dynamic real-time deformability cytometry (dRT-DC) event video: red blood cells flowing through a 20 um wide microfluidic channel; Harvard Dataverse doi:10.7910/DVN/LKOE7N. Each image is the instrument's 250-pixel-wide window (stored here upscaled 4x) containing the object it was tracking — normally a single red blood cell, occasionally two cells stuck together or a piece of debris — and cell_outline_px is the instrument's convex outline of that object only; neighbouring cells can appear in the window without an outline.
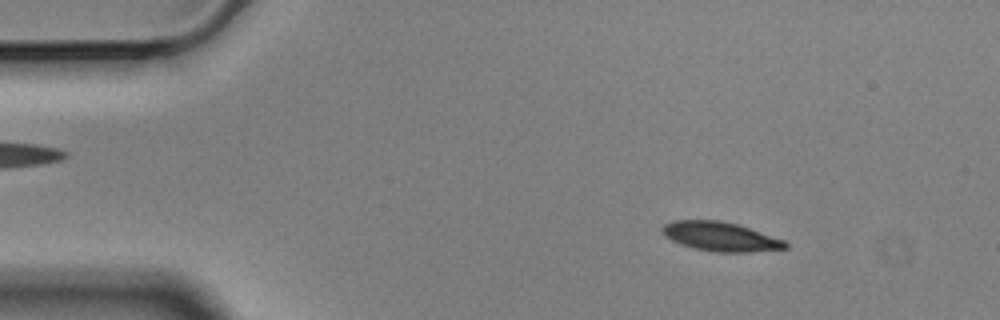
{"species": "Egyptian fruit bat (a non-hibernating species)", "species_latin": "Rousettus aegyptiacus", "temperature_condition": "cold", "stored_images_in_passage": 56, "camera_frame_rate_fps": 3000, "um_per_image_px": 0.085, "animal": {"sex": "male"}, "frame": {"image": 1, "passage_image": 7, "time_ms": 2.0, "image_size_px": [1000, 320], "cell_outline_px": [[788, 248], [748, 252], [716, 252], [696, 248], [680, 244], [664, 236], [660, 228], [664, 224], [672, 220], [720, 220], [736, 224], [784, 240], [788, 244]], "centroid_in_image_um": [61.2, 20.1], "position_along_channel_um": 23.8, "area_um2": 20.75}}
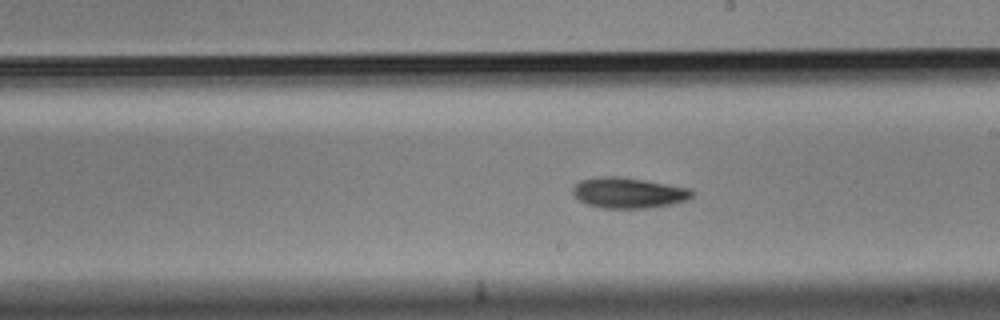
{"frame": {"image": 2, "passage_image": 31, "time_ms": 10.0, "image_size_px": [1000, 320], "cell_outline_px": [[692, 196], [688, 200], [672, 204], [648, 208], [600, 208], [588, 204], [580, 200], [572, 192], [572, 188], [580, 180], [596, 176], [616, 176], [644, 180], [688, 188], [692, 192]], "centroid_in_image_um": [53.39, 16.39], "position_along_channel_um": 235.6, "area_um2": 21.15}}
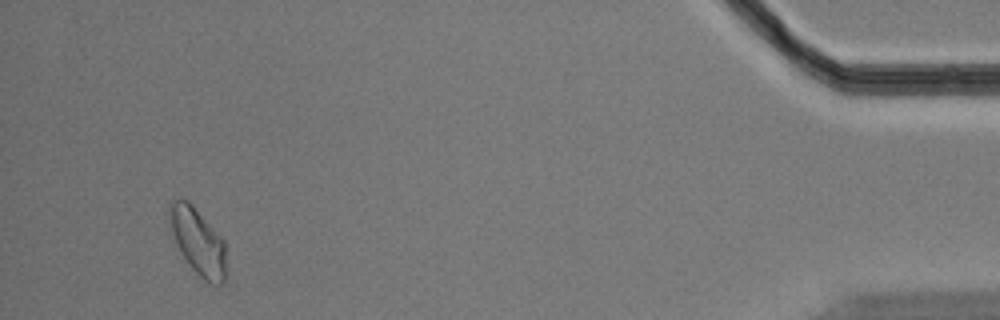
{"frame": {"image": 3, "passage_image": 53, "time_ms": 17.333, "image_size_px": [1000, 320], "cell_outline_px": [[228, 272], [224, 284], [212, 284], [204, 280], [192, 268], [184, 256], [176, 240], [172, 228], [172, 204], [176, 200], [188, 200], [192, 204], [224, 240]], "centroid_in_image_um": [16.96, 20.63], "position_along_channel_um": 418.2, "area_um2": 21.21}, "authors_computed_cell_mechanics": {"area_um2": 20.7213, "velocity_mm_per_s": 3.5014, "shape_relaxation_time_tau1_ms": 7.0537, "shape_relaxation_time_tau2_ms": null, "deformation_change_tau1": 0.1226, "deformation_change_tau2": null}}